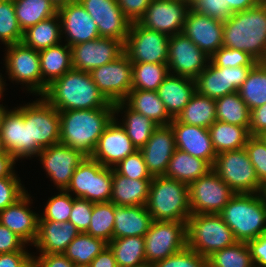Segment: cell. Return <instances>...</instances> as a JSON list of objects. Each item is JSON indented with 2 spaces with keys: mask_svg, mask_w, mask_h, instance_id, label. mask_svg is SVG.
<instances>
[{
  "mask_svg": "<svg viewBox=\"0 0 266 267\" xmlns=\"http://www.w3.org/2000/svg\"><path fill=\"white\" fill-rule=\"evenodd\" d=\"M38 156L59 191L67 189L75 168L86 158L79 150L61 143L42 149Z\"/></svg>",
  "mask_w": 266,
  "mask_h": 267,
  "instance_id": "cell-20",
  "label": "cell"
},
{
  "mask_svg": "<svg viewBox=\"0 0 266 267\" xmlns=\"http://www.w3.org/2000/svg\"><path fill=\"white\" fill-rule=\"evenodd\" d=\"M61 21L58 13L23 31L22 43L41 51L58 45L61 41Z\"/></svg>",
  "mask_w": 266,
  "mask_h": 267,
  "instance_id": "cell-36",
  "label": "cell"
},
{
  "mask_svg": "<svg viewBox=\"0 0 266 267\" xmlns=\"http://www.w3.org/2000/svg\"><path fill=\"white\" fill-rule=\"evenodd\" d=\"M191 8L199 14L221 21H226L232 15L225 0H199Z\"/></svg>",
  "mask_w": 266,
  "mask_h": 267,
  "instance_id": "cell-55",
  "label": "cell"
},
{
  "mask_svg": "<svg viewBox=\"0 0 266 267\" xmlns=\"http://www.w3.org/2000/svg\"><path fill=\"white\" fill-rule=\"evenodd\" d=\"M209 61L210 57L183 33L169 37L167 66L170 74L195 79Z\"/></svg>",
  "mask_w": 266,
  "mask_h": 267,
  "instance_id": "cell-17",
  "label": "cell"
},
{
  "mask_svg": "<svg viewBox=\"0 0 266 267\" xmlns=\"http://www.w3.org/2000/svg\"><path fill=\"white\" fill-rule=\"evenodd\" d=\"M32 257L28 251L0 254V267H32Z\"/></svg>",
  "mask_w": 266,
  "mask_h": 267,
  "instance_id": "cell-59",
  "label": "cell"
},
{
  "mask_svg": "<svg viewBox=\"0 0 266 267\" xmlns=\"http://www.w3.org/2000/svg\"><path fill=\"white\" fill-rule=\"evenodd\" d=\"M144 243L147 264L172 256L187 246L186 222L153 220Z\"/></svg>",
  "mask_w": 266,
  "mask_h": 267,
  "instance_id": "cell-11",
  "label": "cell"
},
{
  "mask_svg": "<svg viewBox=\"0 0 266 267\" xmlns=\"http://www.w3.org/2000/svg\"><path fill=\"white\" fill-rule=\"evenodd\" d=\"M169 74L167 63H132V90L157 91Z\"/></svg>",
  "mask_w": 266,
  "mask_h": 267,
  "instance_id": "cell-44",
  "label": "cell"
},
{
  "mask_svg": "<svg viewBox=\"0 0 266 267\" xmlns=\"http://www.w3.org/2000/svg\"><path fill=\"white\" fill-rule=\"evenodd\" d=\"M5 67L9 79L22 82L30 93L41 96L47 89L42 80L39 51L22 42L6 46Z\"/></svg>",
  "mask_w": 266,
  "mask_h": 267,
  "instance_id": "cell-10",
  "label": "cell"
},
{
  "mask_svg": "<svg viewBox=\"0 0 266 267\" xmlns=\"http://www.w3.org/2000/svg\"><path fill=\"white\" fill-rule=\"evenodd\" d=\"M122 110L125 114L120 124L126 131L127 136L131 139L133 146L137 150H140L150 139V136L158 125L141 113L132 110L124 101L114 103L116 115L119 112L121 113Z\"/></svg>",
  "mask_w": 266,
  "mask_h": 267,
  "instance_id": "cell-34",
  "label": "cell"
},
{
  "mask_svg": "<svg viewBox=\"0 0 266 267\" xmlns=\"http://www.w3.org/2000/svg\"><path fill=\"white\" fill-rule=\"evenodd\" d=\"M152 267H208V258L186 246L152 265Z\"/></svg>",
  "mask_w": 266,
  "mask_h": 267,
  "instance_id": "cell-50",
  "label": "cell"
},
{
  "mask_svg": "<svg viewBox=\"0 0 266 267\" xmlns=\"http://www.w3.org/2000/svg\"><path fill=\"white\" fill-rule=\"evenodd\" d=\"M169 36L132 22L124 52L132 63H167Z\"/></svg>",
  "mask_w": 266,
  "mask_h": 267,
  "instance_id": "cell-12",
  "label": "cell"
},
{
  "mask_svg": "<svg viewBox=\"0 0 266 267\" xmlns=\"http://www.w3.org/2000/svg\"><path fill=\"white\" fill-rule=\"evenodd\" d=\"M58 15L61 37L69 47L100 37L96 22L78 0L58 8Z\"/></svg>",
  "mask_w": 266,
  "mask_h": 267,
  "instance_id": "cell-23",
  "label": "cell"
},
{
  "mask_svg": "<svg viewBox=\"0 0 266 267\" xmlns=\"http://www.w3.org/2000/svg\"><path fill=\"white\" fill-rule=\"evenodd\" d=\"M118 174L130 179H153L148 171L140 150H136L133 154L128 155L120 161L114 168Z\"/></svg>",
  "mask_w": 266,
  "mask_h": 267,
  "instance_id": "cell-49",
  "label": "cell"
},
{
  "mask_svg": "<svg viewBox=\"0 0 266 267\" xmlns=\"http://www.w3.org/2000/svg\"><path fill=\"white\" fill-rule=\"evenodd\" d=\"M92 210V202L83 198L73 197V207L69 222L73 223L80 232H86L90 226Z\"/></svg>",
  "mask_w": 266,
  "mask_h": 267,
  "instance_id": "cell-54",
  "label": "cell"
},
{
  "mask_svg": "<svg viewBox=\"0 0 266 267\" xmlns=\"http://www.w3.org/2000/svg\"><path fill=\"white\" fill-rule=\"evenodd\" d=\"M13 3L22 31L58 13L50 0H13Z\"/></svg>",
  "mask_w": 266,
  "mask_h": 267,
  "instance_id": "cell-41",
  "label": "cell"
},
{
  "mask_svg": "<svg viewBox=\"0 0 266 267\" xmlns=\"http://www.w3.org/2000/svg\"><path fill=\"white\" fill-rule=\"evenodd\" d=\"M187 246L208 258L237 242L219 214H191L186 222Z\"/></svg>",
  "mask_w": 266,
  "mask_h": 267,
  "instance_id": "cell-6",
  "label": "cell"
},
{
  "mask_svg": "<svg viewBox=\"0 0 266 267\" xmlns=\"http://www.w3.org/2000/svg\"><path fill=\"white\" fill-rule=\"evenodd\" d=\"M208 267H255L247 243L235 244L214 252L208 257Z\"/></svg>",
  "mask_w": 266,
  "mask_h": 267,
  "instance_id": "cell-45",
  "label": "cell"
},
{
  "mask_svg": "<svg viewBox=\"0 0 266 267\" xmlns=\"http://www.w3.org/2000/svg\"><path fill=\"white\" fill-rule=\"evenodd\" d=\"M213 166L206 160L193 157L176 148L164 176L187 185L208 174Z\"/></svg>",
  "mask_w": 266,
  "mask_h": 267,
  "instance_id": "cell-32",
  "label": "cell"
},
{
  "mask_svg": "<svg viewBox=\"0 0 266 267\" xmlns=\"http://www.w3.org/2000/svg\"><path fill=\"white\" fill-rule=\"evenodd\" d=\"M107 246L108 243L105 240L80 232L67 246L63 254L76 267L89 266L91 261Z\"/></svg>",
  "mask_w": 266,
  "mask_h": 267,
  "instance_id": "cell-40",
  "label": "cell"
},
{
  "mask_svg": "<svg viewBox=\"0 0 266 267\" xmlns=\"http://www.w3.org/2000/svg\"><path fill=\"white\" fill-rule=\"evenodd\" d=\"M266 131V104L251 110L249 133L259 136Z\"/></svg>",
  "mask_w": 266,
  "mask_h": 267,
  "instance_id": "cell-61",
  "label": "cell"
},
{
  "mask_svg": "<svg viewBox=\"0 0 266 267\" xmlns=\"http://www.w3.org/2000/svg\"><path fill=\"white\" fill-rule=\"evenodd\" d=\"M41 96L58 112L106 108L110 104L90 73L74 68L52 81Z\"/></svg>",
  "mask_w": 266,
  "mask_h": 267,
  "instance_id": "cell-1",
  "label": "cell"
},
{
  "mask_svg": "<svg viewBox=\"0 0 266 267\" xmlns=\"http://www.w3.org/2000/svg\"><path fill=\"white\" fill-rule=\"evenodd\" d=\"M108 246L114 253L118 267H138L147 263L144 237L113 238Z\"/></svg>",
  "mask_w": 266,
  "mask_h": 267,
  "instance_id": "cell-39",
  "label": "cell"
},
{
  "mask_svg": "<svg viewBox=\"0 0 266 267\" xmlns=\"http://www.w3.org/2000/svg\"><path fill=\"white\" fill-rule=\"evenodd\" d=\"M58 195L48 199L44 206L43 215L39 220H52L56 222H68L73 207V195L65 190H60Z\"/></svg>",
  "mask_w": 266,
  "mask_h": 267,
  "instance_id": "cell-48",
  "label": "cell"
},
{
  "mask_svg": "<svg viewBox=\"0 0 266 267\" xmlns=\"http://www.w3.org/2000/svg\"><path fill=\"white\" fill-rule=\"evenodd\" d=\"M184 2H186L187 4H189L191 7L199 0H183Z\"/></svg>",
  "mask_w": 266,
  "mask_h": 267,
  "instance_id": "cell-69",
  "label": "cell"
},
{
  "mask_svg": "<svg viewBox=\"0 0 266 267\" xmlns=\"http://www.w3.org/2000/svg\"><path fill=\"white\" fill-rule=\"evenodd\" d=\"M3 79H4V77H2V74L0 73V99L2 98L3 92L5 90L4 86H6Z\"/></svg>",
  "mask_w": 266,
  "mask_h": 267,
  "instance_id": "cell-68",
  "label": "cell"
},
{
  "mask_svg": "<svg viewBox=\"0 0 266 267\" xmlns=\"http://www.w3.org/2000/svg\"><path fill=\"white\" fill-rule=\"evenodd\" d=\"M7 111H8V109L5 108V106H3V104H0V129H1L2 122H3V118H4Z\"/></svg>",
  "mask_w": 266,
  "mask_h": 267,
  "instance_id": "cell-67",
  "label": "cell"
},
{
  "mask_svg": "<svg viewBox=\"0 0 266 267\" xmlns=\"http://www.w3.org/2000/svg\"><path fill=\"white\" fill-rule=\"evenodd\" d=\"M138 267H152V265L146 263V264H143V265L138 266Z\"/></svg>",
  "mask_w": 266,
  "mask_h": 267,
  "instance_id": "cell-71",
  "label": "cell"
},
{
  "mask_svg": "<svg viewBox=\"0 0 266 267\" xmlns=\"http://www.w3.org/2000/svg\"><path fill=\"white\" fill-rule=\"evenodd\" d=\"M55 6L56 8H60L62 6H65L71 2H74L76 0H50Z\"/></svg>",
  "mask_w": 266,
  "mask_h": 267,
  "instance_id": "cell-65",
  "label": "cell"
},
{
  "mask_svg": "<svg viewBox=\"0 0 266 267\" xmlns=\"http://www.w3.org/2000/svg\"><path fill=\"white\" fill-rule=\"evenodd\" d=\"M117 120L118 118L116 119V115H114L90 156L105 167L114 168L120 161L137 150Z\"/></svg>",
  "mask_w": 266,
  "mask_h": 267,
  "instance_id": "cell-22",
  "label": "cell"
},
{
  "mask_svg": "<svg viewBox=\"0 0 266 267\" xmlns=\"http://www.w3.org/2000/svg\"><path fill=\"white\" fill-rule=\"evenodd\" d=\"M262 63L266 66V56H265L264 60L262 61Z\"/></svg>",
  "mask_w": 266,
  "mask_h": 267,
  "instance_id": "cell-72",
  "label": "cell"
},
{
  "mask_svg": "<svg viewBox=\"0 0 266 267\" xmlns=\"http://www.w3.org/2000/svg\"><path fill=\"white\" fill-rule=\"evenodd\" d=\"M176 150L175 136L170 125L158 126L147 143L140 149L151 175L165 174L168 163Z\"/></svg>",
  "mask_w": 266,
  "mask_h": 267,
  "instance_id": "cell-26",
  "label": "cell"
},
{
  "mask_svg": "<svg viewBox=\"0 0 266 267\" xmlns=\"http://www.w3.org/2000/svg\"><path fill=\"white\" fill-rule=\"evenodd\" d=\"M93 82L110 103L122 102L132 90V62L124 52L90 72Z\"/></svg>",
  "mask_w": 266,
  "mask_h": 267,
  "instance_id": "cell-14",
  "label": "cell"
},
{
  "mask_svg": "<svg viewBox=\"0 0 266 267\" xmlns=\"http://www.w3.org/2000/svg\"><path fill=\"white\" fill-rule=\"evenodd\" d=\"M32 267H76L63 253L45 254L32 257Z\"/></svg>",
  "mask_w": 266,
  "mask_h": 267,
  "instance_id": "cell-58",
  "label": "cell"
},
{
  "mask_svg": "<svg viewBox=\"0 0 266 267\" xmlns=\"http://www.w3.org/2000/svg\"><path fill=\"white\" fill-rule=\"evenodd\" d=\"M191 214H219L235 194L211 170L188 185Z\"/></svg>",
  "mask_w": 266,
  "mask_h": 267,
  "instance_id": "cell-13",
  "label": "cell"
},
{
  "mask_svg": "<svg viewBox=\"0 0 266 267\" xmlns=\"http://www.w3.org/2000/svg\"><path fill=\"white\" fill-rule=\"evenodd\" d=\"M42 80L49 85L72 69L71 48L65 44L39 51Z\"/></svg>",
  "mask_w": 266,
  "mask_h": 267,
  "instance_id": "cell-35",
  "label": "cell"
},
{
  "mask_svg": "<svg viewBox=\"0 0 266 267\" xmlns=\"http://www.w3.org/2000/svg\"><path fill=\"white\" fill-rule=\"evenodd\" d=\"M96 22L100 37H109L124 44L131 21L124 15L117 0H78Z\"/></svg>",
  "mask_w": 266,
  "mask_h": 267,
  "instance_id": "cell-19",
  "label": "cell"
},
{
  "mask_svg": "<svg viewBox=\"0 0 266 267\" xmlns=\"http://www.w3.org/2000/svg\"><path fill=\"white\" fill-rule=\"evenodd\" d=\"M25 124H29L30 144L40 153L42 149L60 143L59 112L42 96L22 106Z\"/></svg>",
  "mask_w": 266,
  "mask_h": 267,
  "instance_id": "cell-9",
  "label": "cell"
},
{
  "mask_svg": "<svg viewBox=\"0 0 266 267\" xmlns=\"http://www.w3.org/2000/svg\"><path fill=\"white\" fill-rule=\"evenodd\" d=\"M208 130L217 154L244 148L250 137L249 127H242L218 120Z\"/></svg>",
  "mask_w": 266,
  "mask_h": 267,
  "instance_id": "cell-37",
  "label": "cell"
},
{
  "mask_svg": "<svg viewBox=\"0 0 266 267\" xmlns=\"http://www.w3.org/2000/svg\"><path fill=\"white\" fill-rule=\"evenodd\" d=\"M113 168L105 167L91 157H86L74 170L66 192L92 203L111 200Z\"/></svg>",
  "mask_w": 266,
  "mask_h": 267,
  "instance_id": "cell-7",
  "label": "cell"
},
{
  "mask_svg": "<svg viewBox=\"0 0 266 267\" xmlns=\"http://www.w3.org/2000/svg\"><path fill=\"white\" fill-rule=\"evenodd\" d=\"M18 161L10 153L3 149L0 150V178L4 177H18L14 170V164Z\"/></svg>",
  "mask_w": 266,
  "mask_h": 267,
  "instance_id": "cell-62",
  "label": "cell"
},
{
  "mask_svg": "<svg viewBox=\"0 0 266 267\" xmlns=\"http://www.w3.org/2000/svg\"><path fill=\"white\" fill-rule=\"evenodd\" d=\"M0 147L17 160L39 154L30 144L29 124L24 122L22 106L6 112L0 129Z\"/></svg>",
  "mask_w": 266,
  "mask_h": 267,
  "instance_id": "cell-21",
  "label": "cell"
},
{
  "mask_svg": "<svg viewBox=\"0 0 266 267\" xmlns=\"http://www.w3.org/2000/svg\"><path fill=\"white\" fill-rule=\"evenodd\" d=\"M176 119L184 124L208 129L216 121L215 99L196 91Z\"/></svg>",
  "mask_w": 266,
  "mask_h": 267,
  "instance_id": "cell-38",
  "label": "cell"
},
{
  "mask_svg": "<svg viewBox=\"0 0 266 267\" xmlns=\"http://www.w3.org/2000/svg\"><path fill=\"white\" fill-rule=\"evenodd\" d=\"M152 179H130L113 169L111 202L118 206H145Z\"/></svg>",
  "mask_w": 266,
  "mask_h": 267,
  "instance_id": "cell-31",
  "label": "cell"
},
{
  "mask_svg": "<svg viewBox=\"0 0 266 267\" xmlns=\"http://www.w3.org/2000/svg\"><path fill=\"white\" fill-rule=\"evenodd\" d=\"M115 204L111 201L93 203L90 226L85 232L109 243L113 239Z\"/></svg>",
  "mask_w": 266,
  "mask_h": 267,
  "instance_id": "cell-46",
  "label": "cell"
},
{
  "mask_svg": "<svg viewBox=\"0 0 266 267\" xmlns=\"http://www.w3.org/2000/svg\"><path fill=\"white\" fill-rule=\"evenodd\" d=\"M80 231L71 222L38 220V233L33 245L40 253H64Z\"/></svg>",
  "mask_w": 266,
  "mask_h": 267,
  "instance_id": "cell-28",
  "label": "cell"
},
{
  "mask_svg": "<svg viewBox=\"0 0 266 267\" xmlns=\"http://www.w3.org/2000/svg\"><path fill=\"white\" fill-rule=\"evenodd\" d=\"M238 94L250 110L266 104V66L262 62L251 68Z\"/></svg>",
  "mask_w": 266,
  "mask_h": 267,
  "instance_id": "cell-42",
  "label": "cell"
},
{
  "mask_svg": "<svg viewBox=\"0 0 266 267\" xmlns=\"http://www.w3.org/2000/svg\"><path fill=\"white\" fill-rule=\"evenodd\" d=\"M89 267H118L113 251L107 246L90 263Z\"/></svg>",
  "mask_w": 266,
  "mask_h": 267,
  "instance_id": "cell-63",
  "label": "cell"
},
{
  "mask_svg": "<svg viewBox=\"0 0 266 267\" xmlns=\"http://www.w3.org/2000/svg\"><path fill=\"white\" fill-rule=\"evenodd\" d=\"M195 92V79L174 74H169L157 90L172 119L177 118Z\"/></svg>",
  "mask_w": 266,
  "mask_h": 267,
  "instance_id": "cell-29",
  "label": "cell"
},
{
  "mask_svg": "<svg viewBox=\"0 0 266 267\" xmlns=\"http://www.w3.org/2000/svg\"><path fill=\"white\" fill-rule=\"evenodd\" d=\"M210 61L217 67L254 66L257 63L248 53L224 46L210 57Z\"/></svg>",
  "mask_w": 266,
  "mask_h": 267,
  "instance_id": "cell-51",
  "label": "cell"
},
{
  "mask_svg": "<svg viewBox=\"0 0 266 267\" xmlns=\"http://www.w3.org/2000/svg\"><path fill=\"white\" fill-rule=\"evenodd\" d=\"M124 102L132 110L151 119L158 126H168L173 120L157 91L131 90Z\"/></svg>",
  "mask_w": 266,
  "mask_h": 267,
  "instance_id": "cell-33",
  "label": "cell"
},
{
  "mask_svg": "<svg viewBox=\"0 0 266 267\" xmlns=\"http://www.w3.org/2000/svg\"><path fill=\"white\" fill-rule=\"evenodd\" d=\"M114 115L113 103L106 108L59 112L60 143L90 157Z\"/></svg>",
  "mask_w": 266,
  "mask_h": 267,
  "instance_id": "cell-2",
  "label": "cell"
},
{
  "mask_svg": "<svg viewBox=\"0 0 266 267\" xmlns=\"http://www.w3.org/2000/svg\"><path fill=\"white\" fill-rule=\"evenodd\" d=\"M253 66L217 67L211 61L195 78L196 91L212 99L238 92Z\"/></svg>",
  "mask_w": 266,
  "mask_h": 267,
  "instance_id": "cell-15",
  "label": "cell"
},
{
  "mask_svg": "<svg viewBox=\"0 0 266 267\" xmlns=\"http://www.w3.org/2000/svg\"><path fill=\"white\" fill-rule=\"evenodd\" d=\"M223 46L242 50L262 62L266 56V0L223 21Z\"/></svg>",
  "mask_w": 266,
  "mask_h": 267,
  "instance_id": "cell-3",
  "label": "cell"
},
{
  "mask_svg": "<svg viewBox=\"0 0 266 267\" xmlns=\"http://www.w3.org/2000/svg\"><path fill=\"white\" fill-rule=\"evenodd\" d=\"M72 67L90 73L124 53V43L118 39L99 37L71 46Z\"/></svg>",
  "mask_w": 266,
  "mask_h": 267,
  "instance_id": "cell-18",
  "label": "cell"
},
{
  "mask_svg": "<svg viewBox=\"0 0 266 267\" xmlns=\"http://www.w3.org/2000/svg\"><path fill=\"white\" fill-rule=\"evenodd\" d=\"M152 0H117L124 15L132 22H138Z\"/></svg>",
  "mask_w": 266,
  "mask_h": 267,
  "instance_id": "cell-57",
  "label": "cell"
},
{
  "mask_svg": "<svg viewBox=\"0 0 266 267\" xmlns=\"http://www.w3.org/2000/svg\"><path fill=\"white\" fill-rule=\"evenodd\" d=\"M261 139L266 143V131H264L261 135H259Z\"/></svg>",
  "mask_w": 266,
  "mask_h": 267,
  "instance_id": "cell-70",
  "label": "cell"
},
{
  "mask_svg": "<svg viewBox=\"0 0 266 267\" xmlns=\"http://www.w3.org/2000/svg\"><path fill=\"white\" fill-rule=\"evenodd\" d=\"M29 195L27 191L15 203L1 210L0 223L21 237L27 245H32L37 237L40 216L30 210L32 199Z\"/></svg>",
  "mask_w": 266,
  "mask_h": 267,
  "instance_id": "cell-27",
  "label": "cell"
},
{
  "mask_svg": "<svg viewBox=\"0 0 266 267\" xmlns=\"http://www.w3.org/2000/svg\"><path fill=\"white\" fill-rule=\"evenodd\" d=\"M23 31L15 14L13 0H0V41L5 46L20 43Z\"/></svg>",
  "mask_w": 266,
  "mask_h": 267,
  "instance_id": "cell-47",
  "label": "cell"
},
{
  "mask_svg": "<svg viewBox=\"0 0 266 267\" xmlns=\"http://www.w3.org/2000/svg\"><path fill=\"white\" fill-rule=\"evenodd\" d=\"M190 9L183 0H152L138 23L170 37L182 33Z\"/></svg>",
  "mask_w": 266,
  "mask_h": 267,
  "instance_id": "cell-16",
  "label": "cell"
},
{
  "mask_svg": "<svg viewBox=\"0 0 266 267\" xmlns=\"http://www.w3.org/2000/svg\"><path fill=\"white\" fill-rule=\"evenodd\" d=\"M216 102V120L242 127H249L251 110L238 92L225 95Z\"/></svg>",
  "mask_w": 266,
  "mask_h": 267,
  "instance_id": "cell-43",
  "label": "cell"
},
{
  "mask_svg": "<svg viewBox=\"0 0 266 267\" xmlns=\"http://www.w3.org/2000/svg\"><path fill=\"white\" fill-rule=\"evenodd\" d=\"M26 244L21 237L0 223V254L27 251Z\"/></svg>",
  "mask_w": 266,
  "mask_h": 267,
  "instance_id": "cell-56",
  "label": "cell"
},
{
  "mask_svg": "<svg viewBox=\"0 0 266 267\" xmlns=\"http://www.w3.org/2000/svg\"><path fill=\"white\" fill-rule=\"evenodd\" d=\"M212 170L234 193H259L261 183L245 148L217 154Z\"/></svg>",
  "mask_w": 266,
  "mask_h": 267,
  "instance_id": "cell-8",
  "label": "cell"
},
{
  "mask_svg": "<svg viewBox=\"0 0 266 267\" xmlns=\"http://www.w3.org/2000/svg\"><path fill=\"white\" fill-rule=\"evenodd\" d=\"M145 206L152 220L187 222L191 215L188 185L164 175L154 176Z\"/></svg>",
  "mask_w": 266,
  "mask_h": 267,
  "instance_id": "cell-5",
  "label": "cell"
},
{
  "mask_svg": "<svg viewBox=\"0 0 266 267\" xmlns=\"http://www.w3.org/2000/svg\"><path fill=\"white\" fill-rule=\"evenodd\" d=\"M252 261L255 267H266V231L254 240L249 241Z\"/></svg>",
  "mask_w": 266,
  "mask_h": 267,
  "instance_id": "cell-60",
  "label": "cell"
},
{
  "mask_svg": "<svg viewBox=\"0 0 266 267\" xmlns=\"http://www.w3.org/2000/svg\"><path fill=\"white\" fill-rule=\"evenodd\" d=\"M114 218L113 238L144 237L153 221L146 206L115 205Z\"/></svg>",
  "mask_w": 266,
  "mask_h": 267,
  "instance_id": "cell-30",
  "label": "cell"
},
{
  "mask_svg": "<svg viewBox=\"0 0 266 267\" xmlns=\"http://www.w3.org/2000/svg\"><path fill=\"white\" fill-rule=\"evenodd\" d=\"M262 0H225V4L229 5L230 12L245 11L256 6Z\"/></svg>",
  "mask_w": 266,
  "mask_h": 267,
  "instance_id": "cell-64",
  "label": "cell"
},
{
  "mask_svg": "<svg viewBox=\"0 0 266 267\" xmlns=\"http://www.w3.org/2000/svg\"><path fill=\"white\" fill-rule=\"evenodd\" d=\"M244 148L262 184L266 181V143L260 136H250Z\"/></svg>",
  "mask_w": 266,
  "mask_h": 267,
  "instance_id": "cell-52",
  "label": "cell"
},
{
  "mask_svg": "<svg viewBox=\"0 0 266 267\" xmlns=\"http://www.w3.org/2000/svg\"><path fill=\"white\" fill-rule=\"evenodd\" d=\"M219 215L238 242L248 243L266 231V205L259 193H235Z\"/></svg>",
  "mask_w": 266,
  "mask_h": 267,
  "instance_id": "cell-4",
  "label": "cell"
},
{
  "mask_svg": "<svg viewBox=\"0 0 266 267\" xmlns=\"http://www.w3.org/2000/svg\"><path fill=\"white\" fill-rule=\"evenodd\" d=\"M259 195H260L263 203L266 205V181L261 184V188L259 190Z\"/></svg>",
  "mask_w": 266,
  "mask_h": 267,
  "instance_id": "cell-66",
  "label": "cell"
},
{
  "mask_svg": "<svg viewBox=\"0 0 266 267\" xmlns=\"http://www.w3.org/2000/svg\"><path fill=\"white\" fill-rule=\"evenodd\" d=\"M26 192L20 177L0 178V211L15 203Z\"/></svg>",
  "mask_w": 266,
  "mask_h": 267,
  "instance_id": "cell-53",
  "label": "cell"
},
{
  "mask_svg": "<svg viewBox=\"0 0 266 267\" xmlns=\"http://www.w3.org/2000/svg\"><path fill=\"white\" fill-rule=\"evenodd\" d=\"M182 33L211 57L223 46V21L189 10Z\"/></svg>",
  "mask_w": 266,
  "mask_h": 267,
  "instance_id": "cell-24",
  "label": "cell"
},
{
  "mask_svg": "<svg viewBox=\"0 0 266 267\" xmlns=\"http://www.w3.org/2000/svg\"><path fill=\"white\" fill-rule=\"evenodd\" d=\"M169 125L173 129L177 149L206 160L213 166L217 153L207 128L184 124L176 118Z\"/></svg>",
  "mask_w": 266,
  "mask_h": 267,
  "instance_id": "cell-25",
  "label": "cell"
}]
</instances>
